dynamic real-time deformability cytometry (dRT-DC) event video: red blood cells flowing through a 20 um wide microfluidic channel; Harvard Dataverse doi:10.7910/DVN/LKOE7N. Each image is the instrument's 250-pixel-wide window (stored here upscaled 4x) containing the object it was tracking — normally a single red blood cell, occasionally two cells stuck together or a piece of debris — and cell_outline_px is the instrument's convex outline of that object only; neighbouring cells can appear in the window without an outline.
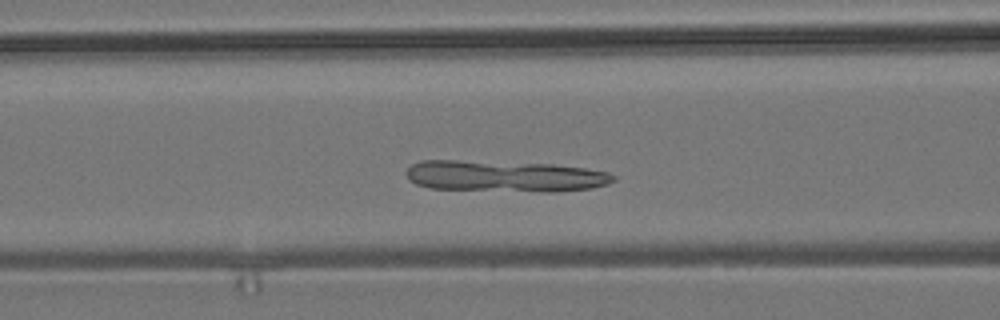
{"species": "common noctule bat (a hibernating species)", "species_latin": "Nyctalus noctula", "temperature_condition": "room temperature", "stored_images_in_passage": 48, "camera_frame_rate_fps": 3000, "um_per_image_px": 0.085, "animal": {"sex": "male", "body_mass_g": 19.2, "forearm_length_mm": 51.8}, "frame": {"image": 1, "passage_image": 15, "time_ms": 4.667, "image_size_px": [1000, 320], "cell_outline_px": [[616, 180], [608, 184], [592, 188], [556, 192], [544, 192], [432, 188], [416, 184], [408, 180], [404, 172], [412, 164], [420, 160], [456, 160], [552, 164], [584, 168], [608, 172], [616, 176]], "centroid_in_image_um": [42.9, 14.97], "position_along_channel_um": 123.7, "area_um2": 37.97}}
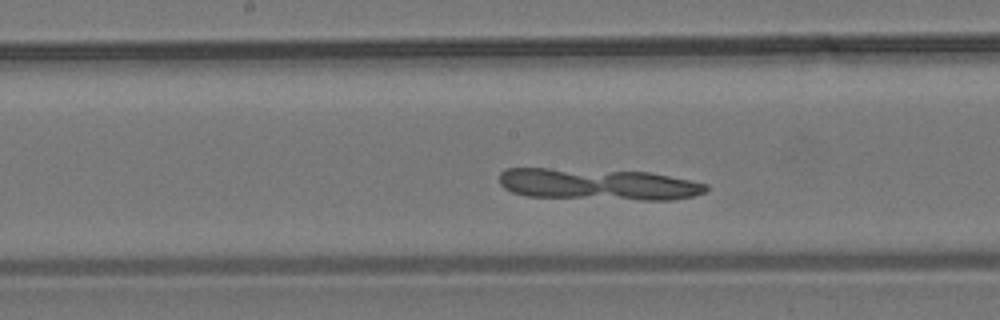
{"frame": {"image": 2, "passage_image": 21, "time_ms": 6.667, "image_size_px": [1000, 320], "cell_outline_px": [[708, 188], [704, 192], [692, 196], [672, 200], [640, 200], [524, 196], [512, 192], [504, 188], [500, 184], [500, 172], [504, 168], [548, 168], [648, 172], [708, 184]], "centroid_in_image_um": [50.79, 15.67], "position_along_channel_um": 197.4, "area_um2": 37.97}}
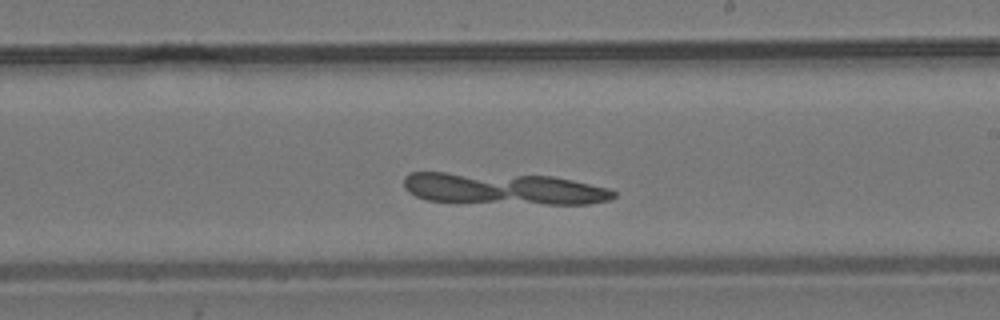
{"frame": {"image": 3, "passage_image": 25, "time_ms": 8.0, "image_size_px": [1000, 320], "cell_outline_px": [[616, 196], [608, 200], [588, 204], [544, 204], [424, 200], [408, 192], [404, 188], [404, 176], [408, 172], [444, 172], [552, 176], [572, 180], [608, 188], [616, 192]], "centroid_in_image_um": [42.77, 16.03], "position_along_channel_um": 246.2, "area_um2": 38.67}}